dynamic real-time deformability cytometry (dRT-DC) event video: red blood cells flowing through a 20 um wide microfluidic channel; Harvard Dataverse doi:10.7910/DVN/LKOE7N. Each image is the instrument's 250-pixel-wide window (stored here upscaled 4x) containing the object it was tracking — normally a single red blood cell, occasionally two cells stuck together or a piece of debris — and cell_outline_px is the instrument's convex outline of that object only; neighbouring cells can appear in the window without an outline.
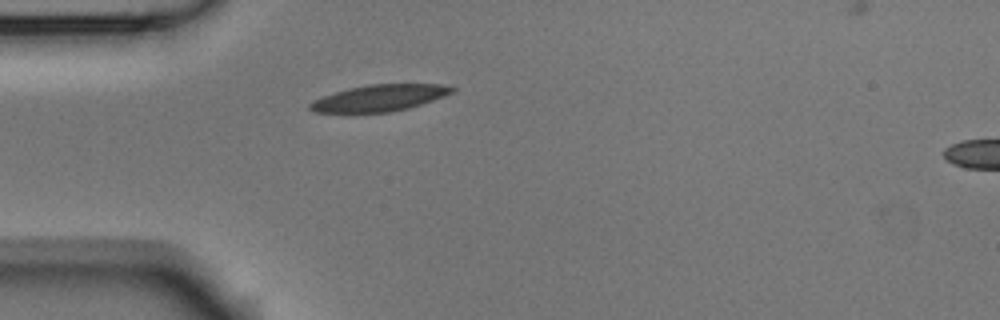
{"species": "Egyptian fruit bat (a non-hibernating species)", "species_latin": "Rousettus aegyptiacus", "temperature_condition": "room temperature", "stored_images_in_passage": 4, "camera_frame_rate_fps": 3000, "um_per_image_px": 0.085, "animal": {"sex": "male"}, "frame": {"image": 1, "passage_image": 4, "time_ms": 1.0, "image_size_px": [1000, 320], "cell_outline_px": [[456, 88], [452, 92], [432, 100], [408, 108], [388, 112], [312, 112], [308, 108], [308, 104], [312, 100], [348, 88], [368, 84], [440, 84]], "centroid_in_image_um": [32.2, 8.32], "position_along_channel_um": 52.8, "area_um2": 21.62}}